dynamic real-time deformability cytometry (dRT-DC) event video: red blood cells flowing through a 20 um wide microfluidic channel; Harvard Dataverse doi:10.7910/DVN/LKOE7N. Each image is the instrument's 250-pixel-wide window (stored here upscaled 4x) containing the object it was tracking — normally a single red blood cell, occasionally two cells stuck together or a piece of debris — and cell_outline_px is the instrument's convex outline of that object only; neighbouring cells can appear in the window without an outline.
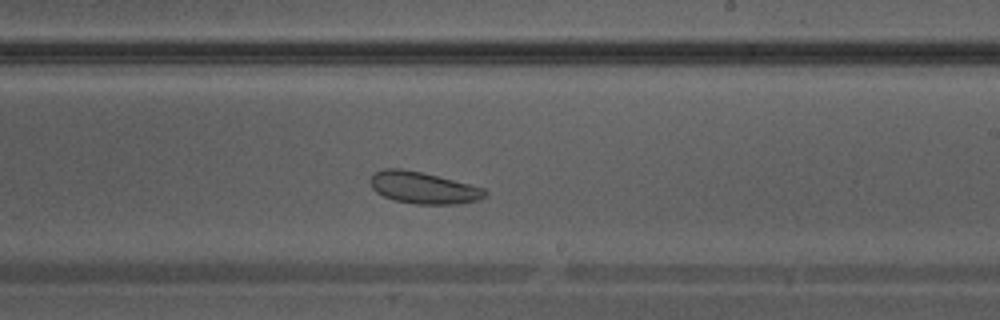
{"species": "Egyptian fruit bat (a non-hibernating species)", "species_latin": "Rousettus aegyptiacus", "temperature_condition": "warm", "stored_images_in_passage": 29, "camera_frame_rate_fps": 3000, "um_per_image_px": 0.085, "animal": {"sex": "male"}, "frame": {"image": 1, "passage_image": 13, "time_ms": 4.0, "image_size_px": [1000, 320], "cell_outline_px": [[488, 196], [480, 200], [460, 204], [416, 204], [392, 200], [376, 192], [372, 188], [368, 180], [376, 172], [384, 168], [400, 168], [420, 172], [484, 188], [488, 192]], "centroid_in_image_um": [35.98, 15.98], "position_along_channel_um": 253.0, "area_um2": 21.27}}